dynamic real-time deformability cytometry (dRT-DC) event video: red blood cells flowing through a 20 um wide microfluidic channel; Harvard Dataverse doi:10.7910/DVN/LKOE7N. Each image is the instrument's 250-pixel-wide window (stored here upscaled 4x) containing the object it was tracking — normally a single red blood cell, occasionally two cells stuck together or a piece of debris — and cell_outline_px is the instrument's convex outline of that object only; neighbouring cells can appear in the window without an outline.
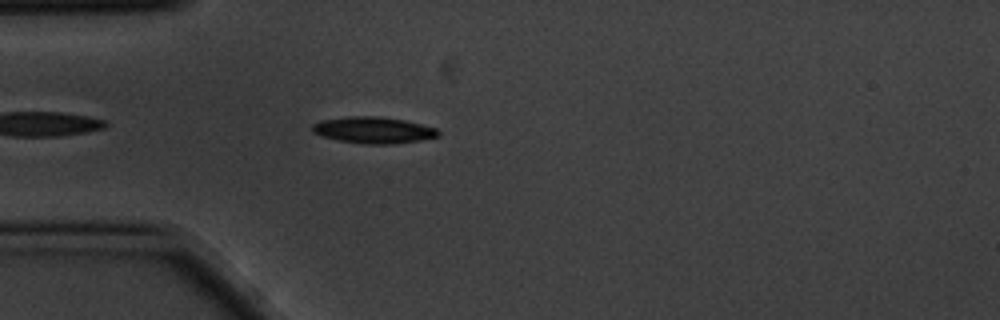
{"species": "common noctule bat (a hibernating species)", "species_latin": "Nyctalus noctula", "temperature_condition": "cold", "stored_images_in_passage": 4, "camera_frame_rate_fps": 3000, "um_per_image_px": 0.085, "animal": {"sex": "male", "body_mass_g": 20.1, "forearm_length_mm": 53.5}, "frame": {"image": 1, "passage_image": 4, "time_ms": 1.0, "image_size_px": [1000, 320], "cell_outline_px": [[440, 136], [420, 140], [392, 144], [364, 144], [340, 140], [320, 136], [312, 132], [312, 124], [320, 120], [348, 116], [380, 116], [404, 120], [436, 128], [440, 132]], "centroid_in_image_um": [31.72, 11.05], "position_along_channel_um": 53.3, "area_um2": 19.48}}